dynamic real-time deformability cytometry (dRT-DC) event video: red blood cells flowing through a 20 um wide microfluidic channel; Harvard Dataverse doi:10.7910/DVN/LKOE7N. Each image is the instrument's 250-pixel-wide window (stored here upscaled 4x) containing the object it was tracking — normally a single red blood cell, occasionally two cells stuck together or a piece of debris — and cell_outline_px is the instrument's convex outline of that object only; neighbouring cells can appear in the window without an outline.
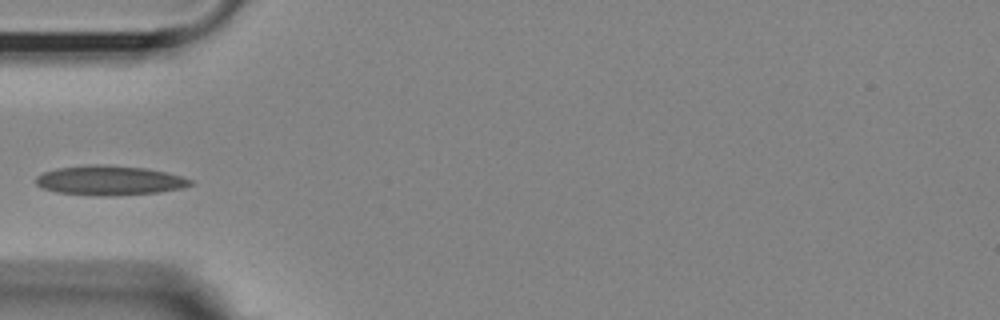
{"species": "Egyptian fruit bat (a non-hibernating species)", "species_latin": "Rousettus aegyptiacus", "temperature_condition": "room temperature", "stored_images_in_passage": 39, "camera_frame_rate_fps": 3000, "um_per_image_px": 0.085, "animal": {"sex": "female"}, "frame": {"image": 1, "passage_image": 1, "time_ms": 0.0, "image_size_px": [1000, 320], "cell_outline_px": [[192, 184], [184, 188], [156, 192], [112, 196], [96, 196], [56, 192], [40, 188], [36, 184], [36, 176], [44, 172], [56, 168], [92, 164], [100, 164], [144, 168], [168, 172], [192, 180]], "centroid_in_image_um": [9.27, 15.34], "position_along_channel_um": 75.7, "area_um2": 26.7}}
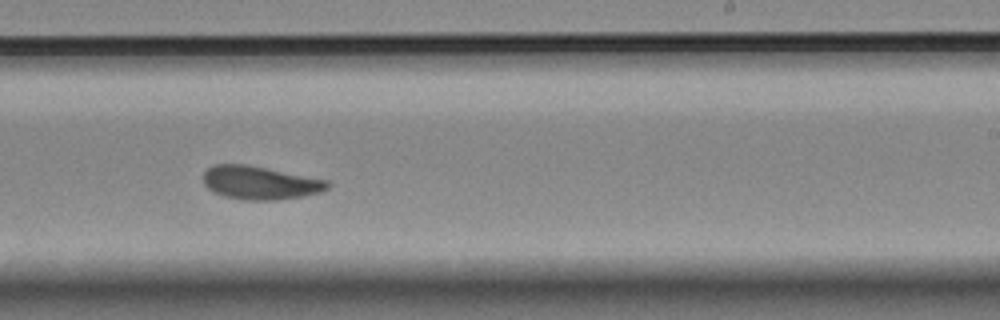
{"frame": {"image": 2, "passage_image": 17, "time_ms": 5.333, "image_size_px": [1000, 320], "cell_outline_px": [[332, 184], [328, 188], [320, 192], [304, 196], [276, 200], [244, 200], [224, 196], [212, 192], [204, 184], [204, 172], [212, 164], [244, 164], [328, 180]], "centroid_in_image_um": [22.1, 15.54], "position_along_channel_um": 266.9, "area_um2": 24.1}}
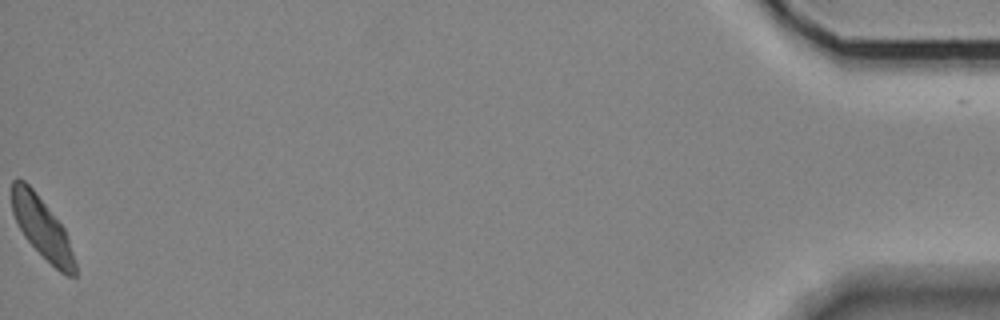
{"frame": {"image": 3, "passage_image": 39, "time_ms": 12.667, "image_size_px": [1000, 320], "cell_outline_px": [[76, 276], [68, 276], [60, 272], [24, 236], [12, 212], [12, 180], [16, 176], [24, 180], [32, 188], [64, 228], [76, 264]], "centroid_in_image_um": [3.56, 19.33], "position_along_channel_um": 431.6, "area_um2": 21.79}}